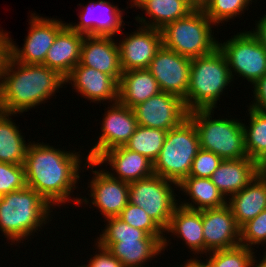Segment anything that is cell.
Instances as JSON below:
<instances>
[{
	"mask_svg": "<svg viewBox=\"0 0 266 267\" xmlns=\"http://www.w3.org/2000/svg\"><path fill=\"white\" fill-rule=\"evenodd\" d=\"M237 225L241 228L266 210V175L261 171L241 191L227 200Z\"/></svg>",
	"mask_w": 266,
	"mask_h": 267,
	"instance_id": "cell-25",
	"label": "cell"
},
{
	"mask_svg": "<svg viewBox=\"0 0 266 267\" xmlns=\"http://www.w3.org/2000/svg\"><path fill=\"white\" fill-rule=\"evenodd\" d=\"M26 186L24 165L0 162V196Z\"/></svg>",
	"mask_w": 266,
	"mask_h": 267,
	"instance_id": "cell-36",
	"label": "cell"
},
{
	"mask_svg": "<svg viewBox=\"0 0 266 267\" xmlns=\"http://www.w3.org/2000/svg\"><path fill=\"white\" fill-rule=\"evenodd\" d=\"M193 9H201L203 10L204 7L208 4V0H186Z\"/></svg>",
	"mask_w": 266,
	"mask_h": 267,
	"instance_id": "cell-44",
	"label": "cell"
},
{
	"mask_svg": "<svg viewBox=\"0 0 266 267\" xmlns=\"http://www.w3.org/2000/svg\"><path fill=\"white\" fill-rule=\"evenodd\" d=\"M102 222L106 224L94 240L108 249L123 267H150L148 262L162 253L165 255L164 236H150L118 217L105 218Z\"/></svg>",
	"mask_w": 266,
	"mask_h": 267,
	"instance_id": "cell-4",
	"label": "cell"
},
{
	"mask_svg": "<svg viewBox=\"0 0 266 267\" xmlns=\"http://www.w3.org/2000/svg\"><path fill=\"white\" fill-rule=\"evenodd\" d=\"M167 131L138 125L124 147L135 151L153 163L162 149Z\"/></svg>",
	"mask_w": 266,
	"mask_h": 267,
	"instance_id": "cell-31",
	"label": "cell"
},
{
	"mask_svg": "<svg viewBox=\"0 0 266 267\" xmlns=\"http://www.w3.org/2000/svg\"><path fill=\"white\" fill-rule=\"evenodd\" d=\"M257 18L260 20L255 22V28L253 27V31L251 30V32L266 49V13L262 17L259 16Z\"/></svg>",
	"mask_w": 266,
	"mask_h": 267,
	"instance_id": "cell-41",
	"label": "cell"
},
{
	"mask_svg": "<svg viewBox=\"0 0 266 267\" xmlns=\"http://www.w3.org/2000/svg\"><path fill=\"white\" fill-rule=\"evenodd\" d=\"M79 63L112 76L118 83L123 72L118 43L113 36H85Z\"/></svg>",
	"mask_w": 266,
	"mask_h": 267,
	"instance_id": "cell-22",
	"label": "cell"
},
{
	"mask_svg": "<svg viewBox=\"0 0 266 267\" xmlns=\"http://www.w3.org/2000/svg\"><path fill=\"white\" fill-rule=\"evenodd\" d=\"M265 242L266 210L240 228V245L256 250L255 248H258L260 245L262 246Z\"/></svg>",
	"mask_w": 266,
	"mask_h": 267,
	"instance_id": "cell-35",
	"label": "cell"
},
{
	"mask_svg": "<svg viewBox=\"0 0 266 267\" xmlns=\"http://www.w3.org/2000/svg\"><path fill=\"white\" fill-rule=\"evenodd\" d=\"M233 83L227 61L218 47L210 54L191 59L188 93L183 100L186 110L219 109L220 99Z\"/></svg>",
	"mask_w": 266,
	"mask_h": 267,
	"instance_id": "cell-5",
	"label": "cell"
},
{
	"mask_svg": "<svg viewBox=\"0 0 266 267\" xmlns=\"http://www.w3.org/2000/svg\"><path fill=\"white\" fill-rule=\"evenodd\" d=\"M68 84L72 86V91L75 90L78 96L90 100V103L103 104L105 101L106 106L118 101L119 83L112 76L80 63L64 78V85Z\"/></svg>",
	"mask_w": 266,
	"mask_h": 267,
	"instance_id": "cell-18",
	"label": "cell"
},
{
	"mask_svg": "<svg viewBox=\"0 0 266 267\" xmlns=\"http://www.w3.org/2000/svg\"><path fill=\"white\" fill-rule=\"evenodd\" d=\"M171 265L167 266V267H170ZM174 267H188V259H185V261H183V263H181L180 265H173ZM172 266V267H173Z\"/></svg>",
	"mask_w": 266,
	"mask_h": 267,
	"instance_id": "cell-46",
	"label": "cell"
},
{
	"mask_svg": "<svg viewBox=\"0 0 266 267\" xmlns=\"http://www.w3.org/2000/svg\"><path fill=\"white\" fill-rule=\"evenodd\" d=\"M117 217L150 236H165V231L141 207L129 202Z\"/></svg>",
	"mask_w": 266,
	"mask_h": 267,
	"instance_id": "cell-34",
	"label": "cell"
},
{
	"mask_svg": "<svg viewBox=\"0 0 266 267\" xmlns=\"http://www.w3.org/2000/svg\"><path fill=\"white\" fill-rule=\"evenodd\" d=\"M265 245H266V242L260 247V248H263V246H264L263 250H265V251H262L264 255H266V246Z\"/></svg>",
	"mask_w": 266,
	"mask_h": 267,
	"instance_id": "cell-48",
	"label": "cell"
},
{
	"mask_svg": "<svg viewBox=\"0 0 266 267\" xmlns=\"http://www.w3.org/2000/svg\"><path fill=\"white\" fill-rule=\"evenodd\" d=\"M29 30L22 48L9 35V56L23 64H43L46 54L53 45L57 34L67 25V22L55 17H44L36 12L29 16Z\"/></svg>",
	"mask_w": 266,
	"mask_h": 267,
	"instance_id": "cell-12",
	"label": "cell"
},
{
	"mask_svg": "<svg viewBox=\"0 0 266 267\" xmlns=\"http://www.w3.org/2000/svg\"><path fill=\"white\" fill-rule=\"evenodd\" d=\"M180 192L181 195L187 196L185 199L178 197L180 199L178 204L189 209L203 210L218 208L227 204V199L210 178L185 177L178 184V195H180ZM187 197L188 199H186ZM181 199L183 200L181 201Z\"/></svg>",
	"mask_w": 266,
	"mask_h": 267,
	"instance_id": "cell-26",
	"label": "cell"
},
{
	"mask_svg": "<svg viewBox=\"0 0 266 267\" xmlns=\"http://www.w3.org/2000/svg\"><path fill=\"white\" fill-rule=\"evenodd\" d=\"M84 169L92 172V179L88 180L87 197L81 194L78 206L83 204L89 208H95L101 212L103 218L117 217L121 211L127 206L129 200V183L111 177L102 166L95 161L88 160L84 164ZM97 167V168H96ZM100 167V169H98ZM95 169V170H94ZM91 198V200L89 199Z\"/></svg>",
	"mask_w": 266,
	"mask_h": 267,
	"instance_id": "cell-11",
	"label": "cell"
},
{
	"mask_svg": "<svg viewBox=\"0 0 266 267\" xmlns=\"http://www.w3.org/2000/svg\"><path fill=\"white\" fill-rule=\"evenodd\" d=\"M178 184L158 175L129 183V203L141 207L164 231L178 205ZM177 191V192H175Z\"/></svg>",
	"mask_w": 266,
	"mask_h": 267,
	"instance_id": "cell-10",
	"label": "cell"
},
{
	"mask_svg": "<svg viewBox=\"0 0 266 267\" xmlns=\"http://www.w3.org/2000/svg\"><path fill=\"white\" fill-rule=\"evenodd\" d=\"M31 141L24 162L27 187L39 193L54 209H60L61 205L70 202L77 206L81 193H76L74 197L73 192L81 188L78 184L82 179L80 173H86L83 169L88 161L86 153L72 151L64 146L57 148L39 140Z\"/></svg>",
	"mask_w": 266,
	"mask_h": 267,
	"instance_id": "cell-1",
	"label": "cell"
},
{
	"mask_svg": "<svg viewBox=\"0 0 266 267\" xmlns=\"http://www.w3.org/2000/svg\"><path fill=\"white\" fill-rule=\"evenodd\" d=\"M13 116L17 114L0 111V162L24 165L31 141L26 142V136L14 122Z\"/></svg>",
	"mask_w": 266,
	"mask_h": 267,
	"instance_id": "cell-29",
	"label": "cell"
},
{
	"mask_svg": "<svg viewBox=\"0 0 266 267\" xmlns=\"http://www.w3.org/2000/svg\"><path fill=\"white\" fill-rule=\"evenodd\" d=\"M10 32L4 31L0 28V78L3 71L4 63L9 55V34Z\"/></svg>",
	"mask_w": 266,
	"mask_h": 267,
	"instance_id": "cell-40",
	"label": "cell"
},
{
	"mask_svg": "<svg viewBox=\"0 0 266 267\" xmlns=\"http://www.w3.org/2000/svg\"><path fill=\"white\" fill-rule=\"evenodd\" d=\"M219 39L218 48L227 61L234 83L235 79L241 77L242 82L246 79L249 86H253L266 75V49L251 29L237 31L236 35H232L224 42Z\"/></svg>",
	"mask_w": 266,
	"mask_h": 267,
	"instance_id": "cell-9",
	"label": "cell"
},
{
	"mask_svg": "<svg viewBox=\"0 0 266 267\" xmlns=\"http://www.w3.org/2000/svg\"><path fill=\"white\" fill-rule=\"evenodd\" d=\"M138 26L135 31L126 33V36L117 40L123 72L147 69L156 52L162 47L159 29Z\"/></svg>",
	"mask_w": 266,
	"mask_h": 267,
	"instance_id": "cell-17",
	"label": "cell"
},
{
	"mask_svg": "<svg viewBox=\"0 0 266 267\" xmlns=\"http://www.w3.org/2000/svg\"><path fill=\"white\" fill-rule=\"evenodd\" d=\"M250 89L253 92L250 98L253 100L247 106L258 112L266 113V75L260 78Z\"/></svg>",
	"mask_w": 266,
	"mask_h": 267,
	"instance_id": "cell-39",
	"label": "cell"
},
{
	"mask_svg": "<svg viewBox=\"0 0 266 267\" xmlns=\"http://www.w3.org/2000/svg\"><path fill=\"white\" fill-rule=\"evenodd\" d=\"M83 11L78 12L79 22H67L74 31L85 36H113L117 37L123 33L126 26L123 20L125 9H122L109 0L89 1L77 4ZM122 9V10H121Z\"/></svg>",
	"mask_w": 266,
	"mask_h": 267,
	"instance_id": "cell-14",
	"label": "cell"
},
{
	"mask_svg": "<svg viewBox=\"0 0 266 267\" xmlns=\"http://www.w3.org/2000/svg\"><path fill=\"white\" fill-rule=\"evenodd\" d=\"M191 59L161 47L147 70L156 79L161 92L179 96L184 100L188 93Z\"/></svg>",
	"mask_w": 266,
	"mask_h": 267,
	"instance_id": "cell-16",
	"label": "cell"
},
{
	"mask_svg": "<svg viewBox=\"0 0 266 267\" xmlns=\"http://www.w3.org/2000/svg\"><path fill=\"white\" fill-rule=\"evenodd\" d=\"M75 267H89V266H88V264L85 265V264H82V263H81V265H79V266L77 265V266H75Z\"/></svg>",
	"mask_w": 266,
	"mask_h": 267,
	"instance_id": "cell-49",
	"label": "cell"
},
{
	"mask_svg": "<svg viewBox=\"0 0 266 267\" xmlns=\"http://www.w3.org/2000/svg\"><path fill=\"white\" fill-rule=\"evenodd\" d=\"M204 256L215 250L240 245V227L228 204L202 210Z\"/></svg>",
	"mask_w": 266,
	"mask_h": 267,
	"instance_id": "cell-19",
	"label": "cell"
},
{
	"mask_svg": "<svg viewBox=\"0 0 266 267\" xmlns=\"http://www.w3.org/2000/svg\"><path fill=\"white\" fill-rule=\"evenodd\" d=\"M140 10L143 11L142 15L137 14L134 18L137 24L161 30L168 23L188 15L194 9L186 0H151ZM143 13L147 17H144Z\"/></svg>",
	"mask_w": 266,
	"mask_h": 267,
	"instance_id": "cell-28",
	"label": "cell"
},
{
	"mask_svg": "<svg viewBox=\"0 0 266 267\" xmlns=\"http://www.w3.org/2000/svg\"><path fill=\"white\" fill-rule=\"evenodd\" d=\"M261 171L266 175V162L261 166Z\"/></svg>",
	"mask_w": 266,
	"mask_h": 267,
	"instance_id": "cell-47",
	"label": "cell"
},
{
	"mask_svg": "<svg viewBox=\"0 0 266 267\" xmlns=\"http://www.w3.org/2000/svg\"><path fill=\"white\" fill-rule=\"evenodd\" d=\"M214 111L197 109L188 112L198 133L200 149L213 152L223 160L248 157L242 119L229 114V118L219 116L216 119Z\"/></svg>",
	"mask_w": 266,
	"mask_h": 267,
	"instance_id": "cell-6",
	"label": "cell"
},
{
	"mask_svg": "<svg viewBox=\"0 0 266 267\" xmlns=\"http://www.w3.org/2000/svg\"><path fill=\"white\" fill-rule=\"evenodd\" d=\"M53 210L51 204L39 193L25 187L0 196V233L6 243L16 245L27 242L35 233L43 231L52 223ZM46 225V226H45ZM29 239V240H28ZM11 242V243H9Z\"/></svg>",
	"mask_w": 266,
	"mask_h": 267,
	"instance_id": "cell-3",
	"label": "cell"
},
{
	"mask_svg": "<svg viewBox=\"0 0 266 267\" xmlns=\"http://www.w3.org/2000/svg\"><path fill=\"white\" fill-rule=\"evenodd\" d=\"M214 27L203 10L194 9L160 30L162 46L190 59L210 54L218 47Z\"/></svg>",
	"mask_w": 266,
	"mask_h": 267,
	"instance_id": "cell-7",
	"label": "cell"
},
{
	"mask_svg": "<svg viewBox=\"0 0 266 267\" xmlns=\"http://www.w3.org/2000/svg\"><path fill=\"white\" fill-rule=\"evenodd\" d=\"M64 86V78L46 65L19 63L8 55L0 78V111L22 115L56 99Z\"/></svg>",
	"mask_w": 266,
	"mask_h": 267,
	"instance_id": "cell-2",
	"label": "cell"
},
{
	"mask_svg": "<svg viewBox=\"0 0 266 267\" xmlns=\"http://www.w3.org/2000/svg\"><path fill=\"white\" fill-rule=\"evenodd\" d=\"M95 162L103 167L111 177L125 182H133L154 175V163L145 156L117 146L103 152ZM110 166L107 168V166ZM108 169V170H107Z\"/></svg>",
	"mask_w": 266,
	"mask_h": 267,
	"instance_id": "cell-21",
	"label": "cell"
},
{
	"mask_svg": "<svg viewBox=\"0 0 266 267\" xmlns=\"http://www.w3.org/2000/svg\"><path fill=\"white\" fill-rule=\"evenodd\" d=\"M200 258H189L188 267H210L206 261Z\"/></svg>",
	"mask_w": 266,
	"mask_h": 267,
	"instance_id": "cell-43",
	"label": "cell"
},
{
	"mask_svg": "<svg viewBox=\"0 0 266 267\" xmlns=\"http://www.w3.org/2000/svg\"><path fill=\"white\" fill-rule=\"evenodd\" d=\"M222 160L217 154L200 149L193 160L189 176L211 178Z\"/></svg>",
	"mask_w": 266,
	"mask_h": 267,
	"instance_id": "cell-37",
	"label": "cell"
},
{
	"mask_svg": "<svg viewBox=\"0 0 266 267\" xmlns=\"http://www.w3.org/2000/svg\"><path fill=\"white\" fill-rule=\"evenodd\" d=\"M85 35L66 25L56 36L48 50L43 65L55 70L65 78L80 62L81 48Z\"/></svg>",
	"mask_w": 266,
	"mask_h": 267,
	"instance_id": "cell-24",
	"label": "cell"
},
{
	"mask_svg": "<svg viewBox=\"0 0 266 267\" xmlns=\"http://www.w3.org/2000/svg\"><path fill=\"white\" fill-rule=\"evenodd\" d=\"M99 136L89 146L86 157L95 161L108 149L124 146L135 132L138 123L132 108L121 104L119 101L111 103L104 108Z\"/></svg>",
	"mask_w": 266,
	"mask_h": 267,
	"instance_id": "cell-13",
	"label": "cell"
},
{
	"mask_svg": "<svg viewBox=\"0 0 266 267\" xmlns=\"http://www.w3.org/2000/svg\"><path fill=\"white\" fill-rule=\"evenodd\" d=\"M151 1V0H130L129 3L131 4L130 7H126V9L128 8H137L140 9L146 2Z\"/></svg>",
	"mask_w": 266,
	"mask_h": 267,
	"instance_id": "cell-45",
	"label": "cell"
},
{
	"mask_svg": "<svg viewBox=\"0 0 266 267\" xmlns=\"http://www.w3.org/2000/svg\"><path fill=\"white\" fill-rule=\"evenodd\" d=\"M257 253L250 248L239 245L231 249L215 250L205 255L210 267H249Z\"/></svg>",
	"mask_w": 266,
	"mask_h": 267,
	"instance_id": "cell-33",
	"label": "cell"
},
{
	"mask_svg": "<svg viewBox=\"0 0 266 267\" xmlns=\"http://www.w3.org/2000/svg\"><path fill=\"white\" fill-rule=\"evenodd\" d=\"M261 172V166L249 157L222 160L211 181L228 200L243 190Z\"/></svg>",
	"mask_w": 266,
	"mask_h": 267,
	"instance_id": "cell-23",
	"label": "cell"
},
{
	"mask_svg": "<svg viewBox=\"0 0 266 267\" xmlns=\"http://www.w3.org/2000/svg\"><path fill=\"white\" fill-rule=\"evenodd\" d=\"M138 125L169 131L188 117L183 100L160 92L133 108Z\"/></svg>",
	"mask_w": 266,
	"mask_h": 267,
	"instance_id": "cell-15",
	"label": "cell"
},
{
	"mask_svg": "<svg viewBox=\"0 0 266 267\" xmlns=\"http://www.w3.org/2000/svg\"><path fill=\"white\" fill-rule=\"evenodd\" d=\"M200 150L197 130L187 117L167 131L160 154L154 162V174L179 184L189 172Z\"/></svg>",
	"mask_w": 266,
	"mask_h": 267,
	"instance_id": "cell-8",
	"label": "cell"
},
{
	"mask_svg": "<svg viewBox=\"0 0 266 267\" xmlns=\"http://www.w3.org/2000/svg\"><path fill=\"white\" fill-rule=\"evenodd\" d=\"M161 92L158 82L147 69L122 72L118 101L130 108Z\"/></svg>",
	"mask_w": 266,
	"mask_h": 267,
	"instance_id": "cell-27",
	"label": "cell"
},
{
	"mask_svg": "<svg viewBox=\"0 0 266 267\" xmlns=\"http://www.w3.org/2000/svg\"><path fill=\"white\" fill-rule=\"evenodd\" d=\"M259 258L260 259H258V257L254 255L250 262L249 267H266V255L262 254V256L260 255Z\"/></svg>",
	"mask_w": 266,
	"mask_h": 267,
	"instance_id": "cell-42",
	"label": "cell"
},
{
	"mask_svg": "<svg viewBox=\"0 0 266 267\" xmlns=\"http://www.w3.org/2000/svg\"><path fill=\"white\" fill-rule=\"evenodd\" d=\"M93 247L96 250L94 256L90 254V257H92L86 262L89 267H123L122 263L108 249L100 246L95 241Z\"/></svg>",
	"mask_w": 266,
	"mask_h": 267,
	"instance_id": "cell-38",
	"label": "cell"
},
{
	"mask_svg": "<svg viewBox=\"0 0 266 267\" xmlns=\"http://www.w3.org/2000/svg\"><path fill=\"white\" fill-rule=\"evenodd\" d=\"M254 0H209L204 7L205 15L217 26V28L230 20L243 16L248 11ZM221 23V25H220ZM219 25V26H218Z\"/></svg>",
	"mask_w": 266,
	"mask_h": 267,
	"instance_id": "cell-32",
	"label": "cell"
},
{
	"mask_svg": "<svg viewBox=\"0 0 266 267\" xmlns=\"http://www.w3.org/2000/svg\"><path fill=\"white\" fill-rule=\"evenodd\" d=\"M170 235V236H168ZM171 233V234H170ZM164 241H163V251L168 252V247H170L171 239L177 237L183 241L189 250L190 254H194L193 258H202L204 256V237H203V223H202V210H193L181 205H177L174 209L173 215L168 228L165 231ZM173 238H168V237ZM170 242V243H169ZM200 254V255H199ZM198 255V256H197ZM196 256V257H195Z\"/></svg>",
	"mask_w": 266,
	"mask_h": 267,
	"instance_id": "cell-20",
	"label": "cell"
},
{
	"mask_svg": "<svg viewBox=\"0 0 266 267\" xmlns=\"http://www.w3.org/2000/svg\"><path fill=\"white\" fill-rule=\"evenodd\" d=\"M243 130L245 149L250 159L255 160L260 166L266 162V113H261L247 106ZM248 111V112H247ZM246 122V123H245Z\"/></svg>",
	"mask_w": 266,
	"mask_h": 267,
	"instance_id": "cell-30",
	"label": "cell"
}]
</instances>
